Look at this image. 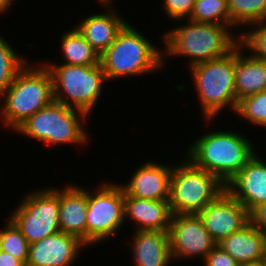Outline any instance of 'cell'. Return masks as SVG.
I'll return each instance as SVG.
<instances>
[{
	"label": "cell",
	"mask_w": 266,
	"mask_h": 266,
	"mask_svg": "<svg viewBox=\"0 0 266 266\" xmlns=\"http://www.w3.org/2000/svg\"><path fill=\"white\" fill-rule=\"evenodd\" d=\"M181 22V24L178 25ZM177 26L162 33L163 68L166 71L168 57L186 59L187 68L229 54L240 37L227 25L178 20ZM184 21L186 23H184ZM184 23V24H183ZM166 60V61H165Z\"/></svg>",
	"instance_id": "6da1fadb"
},
{
	"label": "cell",
	"mask_w": 266,
	"mask_h": 266,
	"mask_svg": "<svg viewBox=\"0 0 266 266\" xmlns=\"http://www.w3.org/2000/svg\"><path fill=\"white\" fill-rule=\"evenodd\" d=\"M212 129L196 135L183 153L197 168L208 171L226 185L258 149L247 133Z\"/></svg>",
	"instance_id": "7a4b0ae2"
},
{
	"label": "cell",
	"mask_w": 266,
	"mask_h": 266,
	"mask_svg": "<svg viewBox=\"0 0 266 266\" xmlns=\"http://www.w3.org/2000/svg\"><path fill=\"white\" fill-rule=\"evenodd\" d=\"M130 23L133 22H127L115 41L100 55V64L108 82L131 80L164 70L163 48L156 46Z\"/></svg>",
	"instance_id": "3957f363"
},
{
	"label": "cell",
	"mask_w": 266,
	"mask_h": 266,
	"mask_svg": "<svg viewBox=\"0 0 266 266\" xmlns=\"http://www.w3.org/2000/svg\"><path fill=\"white\" fill-rule=\"evenodd\" d=\"M54 101L53 81L42 61L28 63L0 96V120L14 131L27 118Z\"/></svg>",
	"instance_id": "277c9868"
},
{
	"label": "cell",
	"mask_w": 266,
	"mask_h": 266,
	"mask_svg": "<svg viewBox=\"0 0 266 266\" xmlns=\"http://www.w3.org/2000/svg\"><path fill=\"white\" fill-rule=\"evenodd\" d=\"M188 69L200 102L201 119L207 125L213 126L224 110L235 113V48L223 57L197 63Z\"/></svg>",
	"instance_id": "5b68a950"
},
{
	"label": "cell",
	"mask_w": 266,
	"mask_h": 266,
	"mask_svg": "<svg viewBox=\"0 0 266 266\" xmlns=\"http://www.w3.org/2000/svg\"><path fill=\"white\" fill-rule=\"evenodd\" d=\"M89 118L83 111L53 101L27 118L13 132L50 147L70 144L81 147L90 143L91 135L85 127Z\"/></svg>",
	"instance_id": "8992f818"
},
{
	"label": "cell",
	"mask_w": 266,
	"mask_h": 266,
	"mask_svg": "<svg viewBox=\"0 0 266 266\" xmlns=\"http://www.w3.org/2000/svg\"><path fill=\"white\" fill-rule=\"evenodd\" d=\"M55 62L47 59L42 62L52 77L54 101L90 117L104 95V86L108 85L101 64L80 66Z\"/></svg>",
	"instance_id": "52a82bcc"
},
{
	"label": "cell",
	"mask_w": 266,
	"mask_h": 266,
	"mask_svg": "<svg viewBox=\"0 0 266 266\" xmlns=\"http://www.w3.org/2000/svg\"><path fill=\"white\" fill-rule=\"evenodd\" d=\"M225 189L216 176L197 168L183 155L182 160L172 167L171 212L173 215L198 214Z\"/></svg>",
	"instance_id": "ba28073f"
},
{
	"label": "cell",
	"mask_w": 266,
	"mask_h": 266,
	"mask_svg": "<svg viewBox=\"0 0 266 266\" xmlns=\"http://www.w3.org/2000/svg\"><path fill=\"white\" fill-rule=\"evenodd\" d=\"M124 225V190L120 181H101L88 189L86 245L89 249L115 238Z\"/></svg>",
	"instance_id": "9c48e42d"
},
{
	"label": "cell",
	"mask_w": 266,
	"mask_h": 266,
	"mask_svg": "<svg viewBox=\"0 0 266 266\" xmlns=\"http://www.w3.org/2000/svg\"><path fill=\"white\" fill-rule=\"evenodd\" d=\"M37 188L22 197L19 205L8 212L30 244L56 234L59 228V188Z\"/></svg>",
	"instance_id": "30bf717a"
},
{
	"label": "cell",
	"mask_w": 266,
	"mask_h": 266,
	"mask_svg": "<svg viewBox=\"0 0 266 266\" xmlns=\"http://www.w3.org/2000/svg\"><path fill=\"white\" fill-rule=\"evenodd\" d=\"M168 233L173 263L196 258L203 261L217 246L198 214L172 215Z\"/></svg>",
	"instance_id": "8fae6325"
},
{
	"label": "cell",
	"mask_w": 266,
	"mask_h": 266,
	"mask_svg": "<svg viewBox=\"0 0 266 266\" xmlns=\"http://www.w3.org/2000/svg\"><path fill=\"white\" fill-rule=\"evenodd\" d=\"M198 215L217 244L249 223L248 210L226 189Z\"/></svg>",
	"instance_id": "7c38bea8"
},
{
	"label": "cell",
	"mask_w": 266,
	"mask_h": 266,
	"mask_svg": "<svg viewBox=\"0 0 266 266\" xmlns=\"http://www.w3.org/2000/svg\"><path fill=\"white\" fill-rule=\"evenodd\" d=\"M141 165V166H140ZM134 168L122 186L127 196L146 200H169L173 163L147 160Z\"/></svg>",
	"instance_id": "4fadbf2b"
},
{
	"label": "cell",
	"mask_w": 266,
	"mask_h": 266,
	"mask_svg": "<svg viewBox=\"0 0 266 266\" xmlns=\"http://www.w3.org/2000/svg\"><path fill=\"white\" fill-rule=\"evenodd\" d=\"M86 248L78 237L59 231L30 244L25 266H73Z\"/></svg>",
	"instance_id": "5bb4252c"
},
{
	"label": "cell",
	"mask_w": 266,
	"mask_h": 266,
	"mask_svg": "<svg viewBox=\"0 0 266 266\" xmlns=\"http://www.w3.org/2000/svg\"><path fill=\"white\" fill-rule=\"evenodd\" d=\"M259 151L225 185L248 212L257 205L266 203V160Z\"/></svg>",
	"instance_id": "9a60e30c"
},
{
	"label": "cell",
	"mask_w": 266,
	"mask_h": 266,
	"mask_svg": "<svg viewBox=\"0 0 266 266\" xmlns=\"http://www.w3.org/2000/svg\"><path fill=\"white\" fill-rule=\"evenodd\" d=\"M115 5H100L105 11L91 15H84L83 20L78 21L74 27L91 45V47L101 55L114 41L119 31L128 22L126 17H122Z\"/></svg>",
	"instance_id": "2e32d148"
},
{
	"label": "cell",
	"mask_w": 266,
	"mask_h": 266,
	"mask_svg": "<svg viewBox=\"0 0 266 266\" xmlns=\"http://www.w3.org/2000/svg\"><path fill=\"white\" fill-rule=\"evenodd\" d=\"M64 184L59 187L60 231L74 235L86 244L88 187L69 181Z\"/></svg>",
	"instance_id": "e0dca14e"
},
{
	"label": "cell",
	"mask_w": 266,
	"mask_h": 266,
	"mask_svg": "<svg viewBox=\"0 0 266 266\" xmlns=\"http://www.w3.org/2000/svg\"><path fill=\"white\" fill-rule=\"evenodd\" d=\"M172 215L169 200L139 199L124 193V222L133 221L134 231L168 232Z\"/></svg>",
	"instance_id": "ac0fdd59"
},
{
	"label": "cell",
	"mask_w": 266,
	"mask_h": 266,
	"mask_svg": "<svg viewBox=\"0 0 266 266\" xmlns=\"http://www.w3.org/2000/svg\"><path fill=\"white\" fill-rule=\"evenodd\" d=\"M129 240L130 258L134 266H172L168 232L133 230Z\"/></svg>",
	"instance_id": "d6986e66"
},
{
	"label": "cell",
	"mask_w": 266,
	"mask_h": 266,
	"mask_svg": "<svg viewBox=\"0 0 266 266\" xmlns=\"http://www.w3.org/2000/svg\"><path fill=\"white\" fill-rule=\"evenodd\" d=\"M266 90V61L254 58L240 43L235 47L236 101Z\"/></svg>",
	"instance_id": "ffe728a7"
},
{
	"label": "cell",
	"mask_w": 266,
	"mask_h": 266,
	"mask_svg": "<svg viewBox=\"0 0 266 266\" xmlns=\"http://www.w3.org/2000/svg\"><path fill=\"white\" fill-rule=\"evenodd\" d=\"M217 245L230 254L238 264L264 259L266 233L248 223Z\"/></svg>",
	"instance_id": "44dd1931"
},
{
	"label": "cell",
	"mask_w": 266,
	"mask_h": 266,
	"mask_svg": "<svg viewBox=\"0 0 266 266\" xmlns=\"http://www.w3.org/2000/svg\"><path fill=\"white\" fill-rule=\"evenodd\" d=\"M61 33L60 44V59L61 63L70 65L89 66L100 63V55L91 45L84 39L75 27ZM64 61V62H63Z\"/></svg>",
	"instance_id": "7402d4cb"
},
{
	"label": "cell",
	"mask_w": 266,
	"mask_h": 266,
	"mask_svg": "<svg viewBox=\"0 0 266 266\" xmlns=\"http://www.w3.org/2000/svg\"><path fill=\"white\" fill-rule=\"evenodd\" d=\"M227 9L231 29L239 37L244 28L248 29L249 25L266 20V0H227Z\"/></svg>",
	"instance_id": "603a6c76"
},
{
	"label": "cell",
	"mask_w": 266,
	"mask_h": 266,
	"mask_svg": "<svg viewBox=\"0 0 266 266\" xmlns=\"http://www.w3.org/2000/svg\"><path fill=\"white\" fill-rule=\"evenodd\" d=\"M0 35V96L8 89L17 73L28 63L14 46Z\"/></svg>",
	"instance_id": "cb8c5ba5"
},
{
	"label": "cell",
	"mask_w": 266,
	"mask_h": 266,
	"mask_svg": "<svg viewBox=\"0 0 266 266\" xmlns=\"http://www.w3.org/2000/svg\"><path fill=\"white\" fill-rule=\"evenodd\" d=\"M188 19L193 22L227 25L231 28L227 0H196Z\"/></svg>",
	"instance_id": "d4e9b609"
},
{
	"label": "cell",
	"mask_w": 266,
	"mask_h": 266,
	"mask_svg": "<svg viewBox=\"0 0 266 266\" xmlns=\"http://www.w3.org/2000/svg\"><path fill=\"white\" fill-rule=\"evenodd\" d=\"M29 248L28 240L8 217L3 227L0 228V250L12 254L26 265Z\"/></svg>",
	"instance_id": "484cf974"
},
{
	"label": "cell",
	"mask_w": 266,
	"mask_h": 266,
	"mask_svg": "<svg viewBox=\"0 0 266 266\" xmlns=\"http://www.w3.org/2000/svg\"><path fill=\"white\" fill-rule=\"evenodd\" d=\"M235 115L248 125L266 129V90L238 101Z\"/></svg>",
	"instance_id": "4316f807"
},
{
	"label": "cell",
	"mask_w": 266,
	"mask_h": 266,
	"mask_svg": "<svg viewBox=\"0 0 266 266\" xmlns=\"http://www.w3.org/2000/svg\"><path fill=\"white\" fill-rule=\"evenodd\" d=\"M248 28L240 34V45L254 58L266 61V20L251 24Z\"/></svg>",
	"instance_id": "83f0119b"
},
{
	"label": "cell",
	"mask_w": 266,
	"mask_h": 266,
	"mask_svg": "<svg viewBox=\"0 0 266 266\" xmlns=\"http://www.w3.org/2000/svg\"><path fill=\"white\" fill-rule=\"evenodd\" d=\"M195 2L196 0H162L160 6L169 20L178 21L191 16Z\"/></svg>",
	"instance_id": "f1b7e54d"
},
{
	"label": "cell",
	"mask_w": 266,
	"mask_h": 266,
	"mask_svg": "<svg viewBox=\"0 0 266 266\" xmlns=\"http://www.w3.org/2000/svg\"><path fill=\"white\" fill-rule=\"evenodd\" d=\"M203 266H238L237 261L218 245L213 248L202 261Z\"/></svg>",
	"instance_id": "f546056e"
},
{
	"label": "cell",
	"mask_w": 266,
	"mask_h": 266,
	"mask_svg": "<svg viewBox=\"0 0 266 266\" xmlns=\"http://www.w3.org/2000/svg\"><path fill=\"white\" fill-rule=\"evenodd\" d=\"M249 223L266 233V203L254 206L249 212Z\"/></svg>",
	"instance_id": "4dcf8cb0"
},
{
	"label": "cell",
	"mask_w": 266,
	"mask_h": 266,
	"mask_svg": "<svg viewBox=\"0 0 266 266\" xmlns=\"http://www.w3.org/2000/svg\"><path fill=\"white\" fill-rule=\"evenodd\" d=\"M0 266H25V264L12 254L0 250Z\"/></svg>",
	"instance_id": "1f68e13d"
},
{
	"label": "cell",
	"mask_w": 266,
	"mask_h": 266,
	"mask_svg": "<svg viewBox=\"0 0 266 266\" xmlns=\"http://www.w3.org/2000/svg\"><path fill=\"white\" fill-rule=\"evenodd\" d=\"M15 1L18 2L17 0H0V16L11 11L12 6L16 4Z\"/></svg>",
	"instance_id": "d6a6232c"
},
{
	"label": "cell",
	"mask_w": 266,
	"mask_h": 266,
	"mask_svg": "<svg viewBox=\"0 0 266 266\" xmlns=\"http://www.w3.org/2000/svg\"><path fill=\"white\" fill-rule=\"evenodd\" d=\"M238 266H266V262L264 259H258V260L239 264Z\"/></svg>",
	"instance_id": "836d02e7"
},
{
	"label": "cell",
	"mask_w": 266,
	"mask_h": 266,
	"mask_svg": "<svg viewBox=\"0 0 266 266\" xmlns=\"http://www.w3.org/2000/svg\"><path fill=\"white\" fill-rule=\"evenodd\" d=\"M98 5H114L115 0H97Z\"/></svg>",
	"instance_id": "e575fe53"
},
{
	"label": "cell",
	"mask_w": 266,
	"mask_h": 266,
	"mask_svg": "<svg viewBox=\"0 0 266 266\" xmlns=\"http://www.w3.org/2000/svg\"><path fill=\"white\" fill-rule=\"evenodd\" d=\"M264 260L266 262V247H265V253H264Z\"/></svg>",
	"instance_id": "d590c367"
}]
</instances>
